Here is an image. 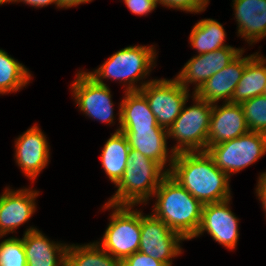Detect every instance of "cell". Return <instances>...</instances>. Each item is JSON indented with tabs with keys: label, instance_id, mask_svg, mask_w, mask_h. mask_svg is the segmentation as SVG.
<instances>
[{
	"label": "cell",
	"instance_id": "6da1fadb",
	"mask_svg": "<svg viewBox=\"0 0 266 266\" xmlns=\"http://www.w3.org/2000/svg\"><path fill=\"white\" fill-rule=\"evenodd\" d=\"M169 174L203 205L231 199L230 177L207 151L175 154Z\"/></svg>",
	"mask_w": 266,
	"mask_h": 266
},
{
	"label": "cell",
	"instance_id": "7a4b0ae2",
	"mask_svg": "<svg viewBox=\"0 0 266 266\" xmlns=\"http://www.w3.org/2000/svg\"><path fill=\"white\" fill-rule=\"evenodd\" d=\"M153 215L185 240L197 233L203 204L182 187L169 173L154 192Z\"/></svg>",
	"mask_w": 266,
	"mask_h": 266
},
{
	"label": "cell",
	"instance_id": "3957f363",
	"mask_svg": "<svg viewBox=\"0 0 266 266\" xmlns=\"http://www.w3.org/2000/svg\"><path fill=\"white\" fill-rule=\"evenodd\" d=\"M169 173L158 162L130 148L123 177L115 185L117 191L108 200L113 205H144Z\"/></svg>",
	"mask_w": 266,
	"mask_h": 266
},
{
	"label": "cell",
	"instance_id": "277c9868",
	"mask_svg": "<svg viewBox=\"0 0 266 266\" xmlns=\"http://www.w3.org/2000/svg\"><path fill=\"white\" fill-rule=\"evenodd\" d=\"M154 48L153 45L125 47L111 55L96 70L86 73L99 84L105 85L103 79L119 80L128 85L125 92L139 91L146 83L153 81L152 79L141 82L140 86L135 84L137 81H143L156 66L154 60L157 54Z\"/></svg>",
	"mask_w": 266,
	"mask_h": 266
},
{
	"label": "cell",
	"instance_id": "5b68a950",
	"mask_svg": "<svg viewBox=\"0 0 266 266\" xmlns=\"http://www.w3.org/2000/svg\"><path fill=\"white\" fill-rule=\"evenodd\" d=\"M132 205H113L106 202L104 209H113L103 238L96 243L112 257L123 261L138 252L141 239V212Z\"/></svg>",
	"mask_w": 266,
	"mask_h": 266
},
{
	"label": "cell",
	"instance_id": "8992f818",
	"mask_svg": "<svg viewBox=\"0 0 266 266\" xmlns=\"http://www.w3.org/2000/svg\"><path fill=\"white\" fill-rule=\"evenodd\" d=\"M193 105L186 107L168 129V138H174L176 145L171 153L201 152L207 150V139L213 104L198 98L192 93ZM186 107V108H185Z\"/></svg>",
	"mask_w": 266,
	"mask_h": 266
},
{
	"label": "cell",
	"instance_id": "52a82bcc",
	"mask_svg": "<svg viewBox=\"0 0 266 266\" xmlns=\"http://www.w3.org/2000/svg\"><path fill=\"white\" fill-rule=\"evenodd\" d=\"M206 151L215 165L231 177L266 154V134L248 131L232 140L212 145Z\"/></svg>",
	"mask_w": 266,
	"mask_h": 266
},
{
	"label": "cell",
	"instance_id": "ba28073f",
	"mask_svg": "<svg viewBox=\"0 0 266 266\" xmlns=\"http://www.w3.org/2000/svg\"><path fill=\"white\" fill-rule=\"evenodd\" d=\"M140 91L145 95L158 125L166 130L179 116L190 95L189 90L175 78L155 79L146 83Z\"/></svg>",
	"mask_w": 266,
	"mask_h": 266
},
{
	"label": "cell",
	"instance_id": "9c48e42d",
	"mask_svg": "<svg viewBox=\"0 0 266 266\" xmlns=\"http://www.w3.org/2000/svg\"><path fill=\"white\" fill-rule=\"evenodd\" d=\"M185 239L171 230L162 220L153 214L141 213V239L138 251L172 266V258L182 253L180 243Z\"/></svg>",
	"mask_w": 266,
	"mask_h": 266
},
{
	"label": "cell",
	"instance_id": "30bf717a",
	"mask_svg": "<svg viewBox=\"0 0 266 266\" xmlns=\"http://www.w3.org/2000/svg\"><path fill=\"white\" fill-rule=\"evenodd\" d=\"M71 85L75 103L86 116L111 124L114 121L112 95L109 87L97 83L86 71H79Z\"/></svg>",
	"mask_w": 266,
	"mask_h": 266
},
{
	"label": "cell",
	"instance_id": "8fae6325",
	"mask_svg": "<svg viewBox=\"0 0 266 266\" xmlns=\"http://www.w3.org/2000/svg\"><path fill=\"white\" fill-rule=\"evenodd\" d=\"M243 50L244 48L227 46L209 53L197 54L186 62L175 79L188 90L189 83H193L194 93L212 75L230 64Z\"/></svg>",
	"mask_w": 266,
	"mask_h": 266
},
{
	"label": "cell",
	"instance_id": "7c38bea8",
	"mask_svg": "<svg viewBox=\"0 0 266 266\" xmlns=\"http://www.w3.org/2000/svg\"><path fill=\"white\" fill-rule=\"evenodd\" d=\"M230 200L203 205L201 223L193 238L199 237L206 231L225 248L229 250L236 248L240 235L239 219L229 207Z\"/></svg>",
	"mask_w": 266,
	"mask_h": 266
},
{
	"label": "cell",
	"instance_id": "4fadbf2b",
	"mask_svg": "<svg viewBox=\"0 0 266 266\" xmlns=\"http://www.w3.org/2000/svg\"><path fill=\"white\" fill-rule=\"evenodd\" d=\"M49 150L47 138L38 125L30 127L15 140L16 163L32 182L49 163Z\"/></svg>",
	"mask_w": 266,
	"mask_h": 266
},
{
	"label": "cell",
	"instance_id": "5bb4252c",
	"mask_svg": "<svg viewBox=\"0 0 266 266\" xmlns=\"http://www.w3.org/2000/svg\"><path fill=\"white\" fill-rule=\"evenodd\" d=\"M39 191L31 188L13 190L7 187L0 195V238L26 223L36 210Z\"/></svg>",
	"mask_w": 266,
	"mask_h": 266
},
{
	"label": "cell",
	"instance_id": "9a60e30c",
	"mask_svg": "<svg viewBox=\"0 0 266 266\" xmlns=\"http://www.w3.org/2000/svg\"><path fill=\"white\" fill-rule=\"evenodd\" d=\"M244 52L243 50L230 64L212 75L193 94L211 104L219 102L220 99L230 102L246 64L255 55L254 53L243 57Z\"/></svg>",
	"mask_w": 266,
	"mask_h": 266
},
{
	"label": "cell",
	"instance_id": "2e32d148",
	"mask_svg": "<svg viewBox=\"0 0 266 266\" xmlns=\"http://www.w3.org/2000/svg\"><path fill=\"white\" fill-rule=\"evenodd\" d=\"M217 104L212 107L207 149L249 131L241 104L224 102L221 107Z\"/></svg>",
	"mask_w": 266,
	"mask_h": 266
},
{
	"label": "cell",
	"instance_id": "e0dca14e",
	"mask_svg": "<svg viewBox=\"0 0 266 266\" xmlns=\"http://www.w3.org/2000/svg\"><path fill=\"white\" fill-rule=\"evenodd\" d=\"M128 140L130 148L158 162L163 168L169 161V172L174 160V153L168 154V130L164 128H120Z\"/></svg>",
	"mask_w": 266,
	"mask_h": 266
},
{
	"label": "cell",
	"instance_id": "ac0fdd59",
	"mask_svg": "<svg viewBox=\"0 0 266 266\" xmlns=\"http://www.w3.org/2000/svg\"><path fill=\"white\" fill-rule=\"evenodd\" d=\"M27 266H65L68 244L50 241L36 227H29L23 235Z\"/></svg>",
	"mask_w": 266,
	"mask_h": 266
},
{
	"label": "cell",
	"instance_id": "d6986e66",
	"mask_svg": "<svg viewBox=\"0 0 266 266\" xmlns=\"http://www.w3.org/2000/svg\"><path fill=\"white\" fill-rule=\"evenodd\" d=\"M238 35L250 45L266 37V0H233Z\"/></svg>",
	"mask_w": 266,
	"mask_h": 266
},
{
	"label": "cell",
	"instance_id": "ffe728a7",
	"mask_svg": "<svg viewBox=\"0 0 266 266\" xmlns=\"http://www.w3.org/2000/svg\"><path fill=\"white\" fill-rule=\"evenodd\" d=\"M119 128H162L158 125L145 95L139 91L125 92L119 104Z\"/></svg>",
	"mask_w": 266,
	"mask_h": 266
},
{
	"label": "cell",
	"instance_id": "44dd1931",
	"mask_svg": "<svg viewBox=\"0 0 266 266\" xmlns=\"http://www.w3.org/2000/svg\"><path fill=\"white\" fill-rule=\"evenodd\" d=\"M266 84V58L258 52L248 61L239 80L231 103L242 102L264 94Z\"/></svg>",
	"mask_w": 266,
	"mask_h": 266
},
{
	"label": "cell",
	"instance_id": "7402d4cb",
	"mask_svg": "<svg viewBox=\"0 0 266 266\" xmlns=\"http://www.w3.org/2000/svg\"><path fill=\"white\" fill-rule=\"evenodd\" d=\"M130 146L125 134L115 131L105 142L100 155L101 164L109 180L116 185L123 177Z\"/></svg>",
	"mask_w": 266,
	"mask_h": 266
},
{
	"label": "cell",
	"instance_id": "603a6c76",
	"mask_svg": "<svg viewBox=\"0 0 266 266\" xmlns=\"http://www.w3.org/2000/svg\"><path fill=\"white\" fill-rule=\"evenodd\" d=\"M221 23L207 18L198 21L192 28L189 41L198 55L227 47L225 44L226 33Z\"/></svg>",
	"mask_w": 266,
	"mask_h": 266
},
{
	"label": "cell",
	"instance_id": "cb8c5ba5",
	"mask_svg": "<svg viewBox=\"0 0 266 266\" xmlns=\"http://www.w3.org/2000/svg\"><path fill=\"white\" fill-rule=\"evenodd\" d=\"M65 266H122V261L112 257L95 241L85 245H68Z\"/></svg>",
	"mask_w": 266,
	"mask_h": 266
},
{
	"label": "cell",
	"instance_id": "d4e9b609",
	"mask_svg": "<svg viewBox=\"0 0 266 266\" xmlns=\"http://www.w3.org/2000/svg\"><path fill=\"white\" fill-rule=\"evenodd\" d=\"M31 77V73L22 63L0 49V94L17 92L29 83Z\"/></svg>",
	"mask_w": 266,
	"mask_h": 266
},
{
	"label": "cell",
	"instance_id": "484cf974",
	"mask_svg": "<svg viewBox=\"0 0 266 266\" xmlns=\"http://www.w3.org/2000/svg\"><path fill=\"white\" fill-rule=\"evenodd\" d=\"M249 131L266 134V95L262 94L241 103Z\"/></svg>",
	"mask_w": 266,
	"mask_h": 266
},
{
	"label": "cell",
	"instance_id": "4316f807",
	"mask_svg": "<svg viewBox=\"0 0 266 266\" xmlns=\"http://www.w3.org/2000/svg\"><path fill=\"white\" fill-rule=\"evenodd\" d=\"M0 266H27L21 238L10 237L0 242Z\"/></svg>",
	"mask_w": 266,
	"mask_h": 266
},
{
	"label": "cell",
	"instance_id": "83f0119b",
	"mask_svg": "<svg viewBox=\"0 0 266 266\" xmlns=\"http://www.w3.org/2000/svg\"><path fill=\"white\" fill-rule=\"evenodd\" d=\"M156 4H161L167 8L179 9L185 12L201 13L205 11L207 4L204 0H155Z\"/></svg>",
	"mask_w": 266,
	"mask_h": 266
},
{
	"label": "cell",
	"instance_id": "f1b7e54d",
	"mask_svg": "<svg viewBox=\"0 0 266 266\" xmlns=\"http://www.w3.org/2000/svg\"><path fill=\"white\" fill-rule=\"evenodd\" d=\"M122 266H165L162 262L138 251L126 257Z\"/></svg>",
	"mask_w": 266,
	"mask_h": 266
},
{
	"label": "cell",
	"instance_id": "f546056e",
	"mask_svg": "<svg viewBox=\"0 0 266 266\" xmlns=\"http://www.w3.org/2000/svg\"><path fill=\"white\" fill-rule=\"evenodd\" d=\"M129 10L135 15H147L157 7L155 0H123Z\"/></svg>",
	"mask_w": 266,
	"mask_h": 266
},
{
	"label": "cell",
	"instance_id": "4dcf8cb0",
	"mask_svg": "<svg viewBox=\"0 0 266 266\" xmlns=\"http://www.w3.org/2000/svg\"><path fill=\"white\" fill-rule=\"evenodd\" d=\"M256 193L258 196L259 201H261L263 211L266 214V172L261 173L258 177Z\"/></svg>",
	"mask_w": 266,
	"mask_h": 266
},
{
	"label": "cell",
	"instance_id": "1f68e13d",
	"mask_svg": "<svg viewBox=\"0 0 266 266\" xmlns=\"http://www.w3.org/2000/svg\"><path fill=\"white\" fill-rule=\"evenodd\" d=\"M16 3V2H23L27 5L35 7H45L51 4H55L56 7L58 8V2L57 0H9V3Z\"/></svg>",
	"mask_w": 266,
	"mask_h": 266
},
{
	"label": "cell",
	"instance_id": "d6a6232c",
	"mask_svg": "<svg viewBox=\"0 0 266 266\" xmlns=\"http://www.w3.org/2000/svg\"><path fill=\"white\" fill-rule=\"evenodd\" d=\"M93 0H57L58 2V8H65L68 9L72 6H77L83 3H89Z\"/></svg>",
	"mask_w": 266,
	"mask_h": 266
},
{
	"label": "cell",
	"instance_id": "836d02e7",
	"mask_svg": "<svg viewBox=\"0 0 266 266\" xmlns=\"http://www.w3.org/2000/svg\"><path fill=\"white\" fill-rule=\"evenodd\" d=\"M8 3L9 4V0H0V5Z\"/></svg>",
	"mask_w": 266,
	"mask_h": 266
},
{
	"label": "cell",
	"instance_id": "e575fe53",
	"mask_svg": "<svg viewBox=\"0 0 266 266\" xmlns=\"http://www.w3.org/2000/svg\"><path fill=\"white\" fill-rule=\"evenodd\" d=\"M264 95H266V84H265V89H264Z\"/></svg>",
	"mask_w": 266,
	"mask_h": 266
}]
</instances>
